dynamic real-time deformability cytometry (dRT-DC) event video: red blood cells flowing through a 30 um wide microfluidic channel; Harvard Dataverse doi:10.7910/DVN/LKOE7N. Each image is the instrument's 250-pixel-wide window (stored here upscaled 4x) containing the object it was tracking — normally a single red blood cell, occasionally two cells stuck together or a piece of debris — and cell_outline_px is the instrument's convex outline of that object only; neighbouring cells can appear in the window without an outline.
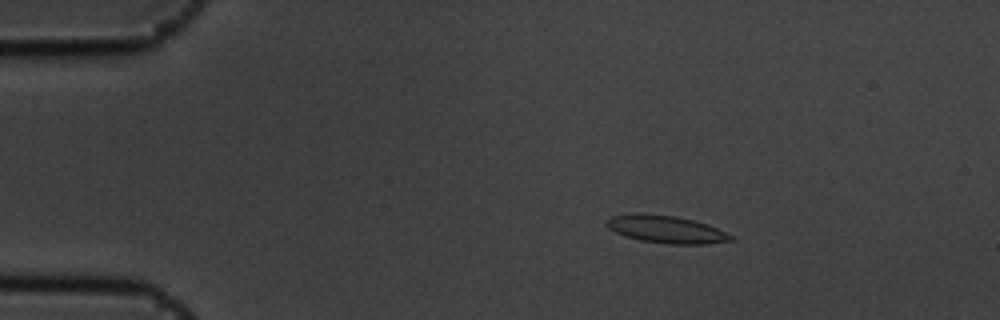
{"species": "common noctule bat (a hibernating species)", "species_latin": "Nyctalus noctula", "temperature_condition": "cold", "stored_images_in_passage": 50, "camera_frame_rate_fps": 3000, "um_per_image_px": 0.085, "animal": {"sex": "male", "body_mass_g": 19.5, "forearm_length_mm": 54.6}, "frame": {"image": 1, "passage_image": 4, "time_ms": 1.0, "image_size_px": [1000, 320], "cell_outline_px": [[736, 240], [704, 244], [668, 244], [640, 240], [624, 236], [608, 228], [604, 224], [604, 220], [612, 216], [636, 212], [644, 212], [676, 216], [692, 220], [716, 228], [736, 236]], "centroid_in_image_um": [56.58, 19.48], "position_along_channel_um": 28.4, "area_um2": 20.23}}
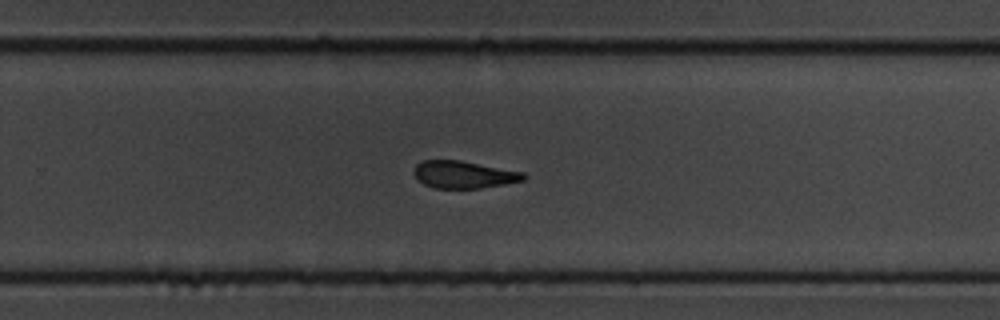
{"frame": {"image": 2, "passage_image": 31, "time_ms": 10.0, "image_size_px": [1000, 320], "cell_outline_px": [[528, 176], [524, 180], [504, 184], [480, 188], [432, 188], [424, 184], [412, 172], [416, 164], [424, 160], [460, 160], [524, 172]], "centroid_in_image_um": [39.43, 14.83], "position_along_channel_um": 290.4, "area_um2": 17.46}}
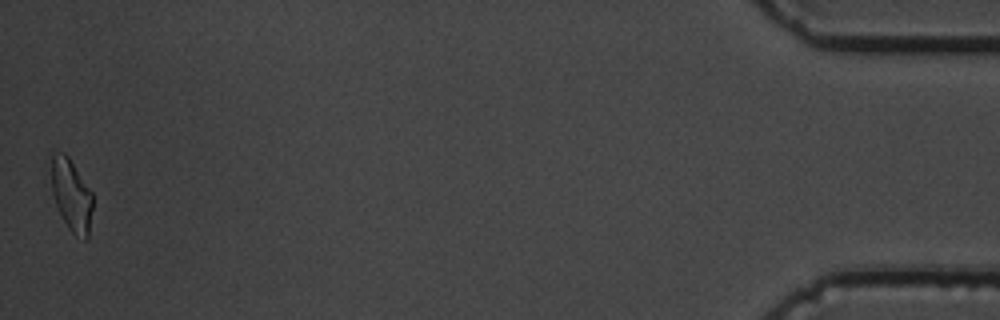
{"frame": {"image": 3, "passage_image": 50, "time_ms": 16.333, "image_size_px": [1000, 320], "cell_outline_px": [[92, 208], [88, 240], [84, 240], [72, 232], [68, 228], [56, 204], [52, 192], [52, 156], [56, 152], [64, 152], [68, 156], [92, 192]], "centroid_in_image_um": [6.09, 16.6], "position_along_channel_um": 429.1, "area_um2": 17.11}, "authors_computed_cell_mechanics": {"area_um2": 19.2474, "velocity_mm_per_s": 3.5991, "shape_relaxation_time_tau1_ms": 3.5534, "shape_relaxation_time_tau2_ms": 3.9262, "deformation_change_tau1": 0.1173, "deformation_change_tau2": 0.0974}}